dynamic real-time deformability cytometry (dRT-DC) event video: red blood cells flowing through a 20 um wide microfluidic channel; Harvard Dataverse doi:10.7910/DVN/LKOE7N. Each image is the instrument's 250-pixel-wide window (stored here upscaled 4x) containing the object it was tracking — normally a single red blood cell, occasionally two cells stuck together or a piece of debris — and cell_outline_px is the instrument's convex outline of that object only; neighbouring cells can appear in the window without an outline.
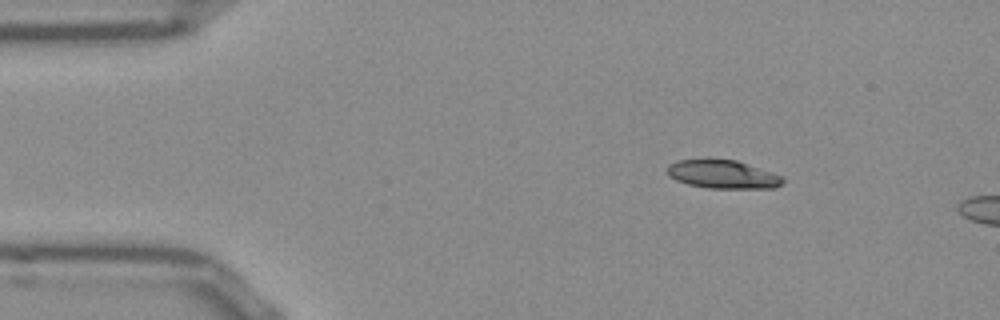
{"species": "Egyptian fruit bat (a non-hibernating species)", "species_latin": "Rousettus aegyptiacus", "temperature_condition": "room temperature", "stored_images_in_passage": 11, "camera_frame_rate_fps": 3000, "um_per_image_px": 0.085, "frame": {"image": 1, "passage_image": 7, "time_ms": 2.0, "image_size_px": [1000, 320], "cell_outline_px": [[784, 184], [776, 188], [708, 188], [688, 184], [676, 180], [668, 176], [668, 164], [676, 160], [736, 160], [784, 176]], "centroid_in_image_um": [61.47, 14.83], "position_along_channel_um": 23.5, "area_um2": 19.07}}